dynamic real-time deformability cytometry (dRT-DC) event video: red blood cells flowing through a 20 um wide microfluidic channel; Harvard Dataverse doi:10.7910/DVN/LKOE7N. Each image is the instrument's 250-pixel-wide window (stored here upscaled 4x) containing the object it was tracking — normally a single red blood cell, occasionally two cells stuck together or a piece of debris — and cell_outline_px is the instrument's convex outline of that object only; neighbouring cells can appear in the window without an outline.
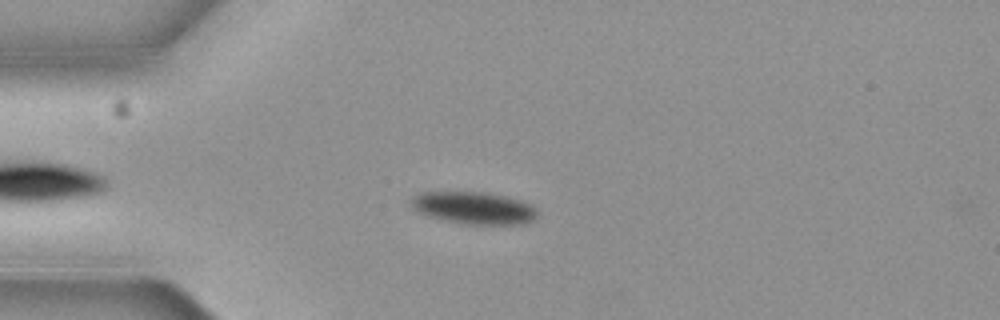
{"species": "common noctule bat (a hibernating species)", "species_latin": "Nyctalus noctula", "temperature_condition": "cold", "stored_images_in_passage": 5, "camera_frame_rate_fps": 3000, "um_per_image_px": 0.085, "animal": {"sex": "female", "body_mass_g": 19.3, "forearm_length_mm": 54.1}, "frame": {"image": 1, "passage_image": 2, "time_ms": 0.333, "image_size_px": [1000, 320], "cell_outline_px": [[536, 216], [532, 220], [524, 224], [460, 224], [428, 216], [412, 208], [408, 204], [412, 196], [420, 192], [488, 192], [520, 200], [532, 204], [536, 208]], "centroid_in_image_um": [40.24, 17.67], "position_along_channel_um": 44.8, "area_um2": 23.93}}
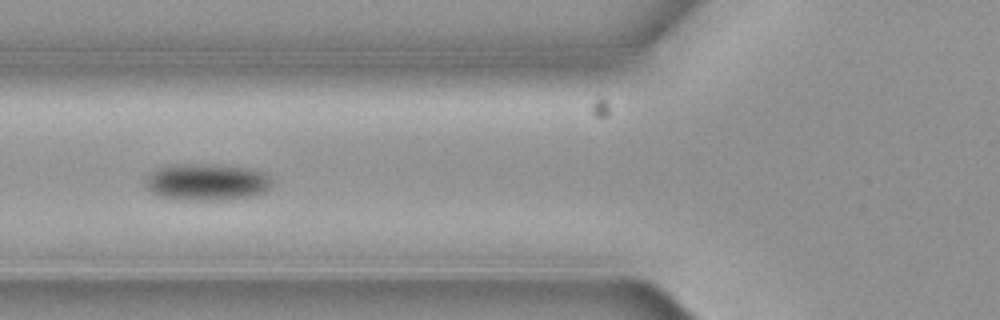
{"frame": {"image": 2, "passage_image": 4, "time_ms": 1.0, "image_size_px": [1000, 320], "cell_outline_px": [[272, 188], [256, 196], [220, 200], [188, 200], [156, 196], [144, 184], [148, 176], [156, 168], [164, 164], [212, 164], [252, 168], [264, 172], [272, 180]], "centroid_in_image_um": [17.6, 15.47], "position_along_channel_um": 108.2, "area_um2": 27.69}}
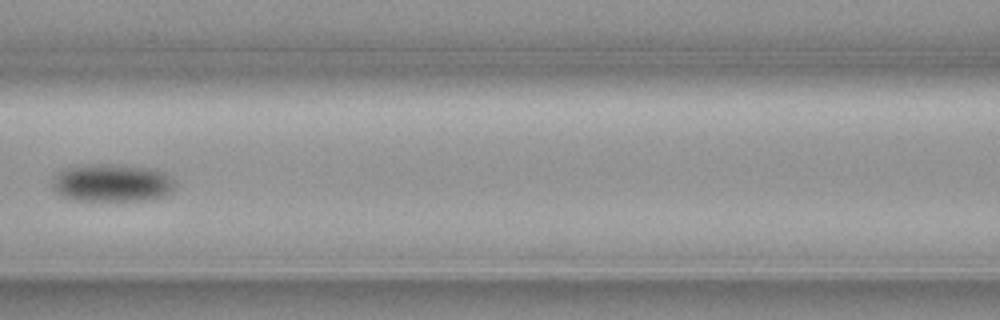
{"frame": {"image": 3, "passage_image": 5, "time_ms": 1.333, "image_size_px": [1000, 320], "cell_outline_px": [[176, 188], [172, 192], [164, 196], [152, 200], [72, 200], [60, 196], [52, 188], [52, 180], [64, 168], [84, 164], [120, 164], [156, 168], [172, 176], [176, 180]], "centroid_in_image_um": [9.59, 15.53], "position_along_channel_um": 157.0, "area_um2": 27.8}}